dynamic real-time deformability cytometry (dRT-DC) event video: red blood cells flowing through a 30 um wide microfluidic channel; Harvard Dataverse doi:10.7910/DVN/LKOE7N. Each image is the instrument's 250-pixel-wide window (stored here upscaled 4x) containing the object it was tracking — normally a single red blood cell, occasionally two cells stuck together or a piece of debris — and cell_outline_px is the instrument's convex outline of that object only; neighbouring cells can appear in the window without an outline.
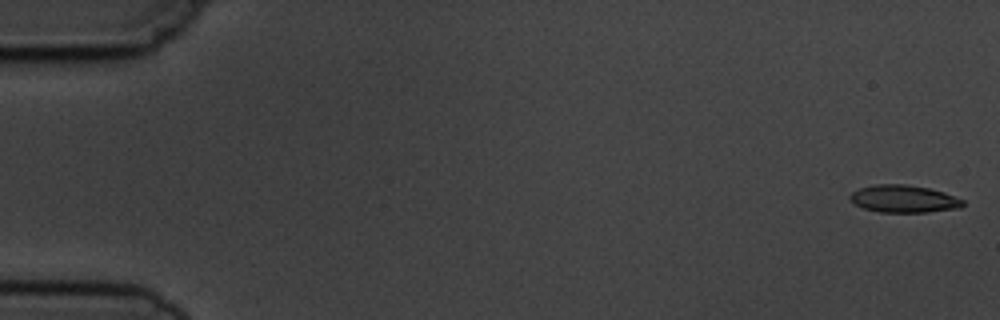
{"species": "common noctule bat (a hibernating species)", "species_latin": "Nyctalus noctula", "temperature_condition": "cold", "stored_images_in_passage": 4, "camera_frame_rate_fps": 3000, "um_per_image_px": 0.085, "animal": {"sex": "male", "body_mass_g": 19.5, "forearm_length_mm": 54.6}, "frame": {"image": 1, "passage_image": 1, "time_ms": 0.0, "image_size_px": [1000, 320], "cell_outline_px": [[964, 204], [960, 208], [928, 212], [880, 212], [864, 208], [856, 204], [848, 196], [852, 192], [860, 188], [876, 184], [904, 184], [928, 188], [944, 192], [964, 200]], "centroid_in_image_um": [76.84, 16.9], "position_along_channel_um": 8.2, "area_um2": 17.92}}
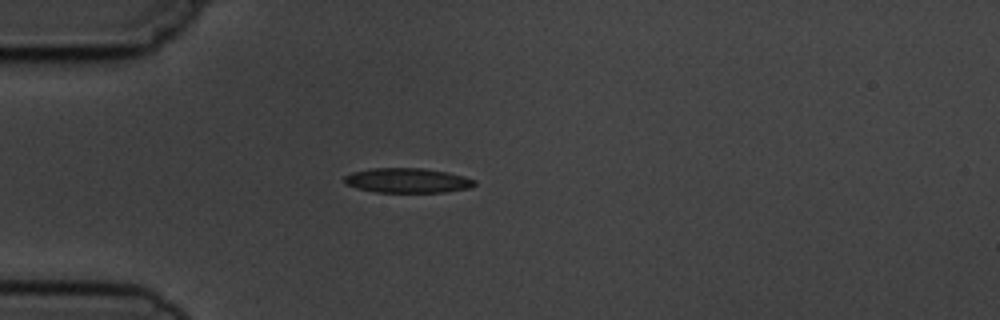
{"frame": {"image": 2, "passage_image": 4, "time_ms": 4.667, "image_size_px": [1000, 320], "cell_outline_px": [[476, 184], [468, 188], [444, 192], [376, 192], [356, 188], [344, 184], [344, 176], [352, 172], [372, 168], [424, 168], [448, 172], [464, 176], [476, 180]], "centroid_in_image_um": [34.61, 15.33], "position_along_channel_um": 50.4, "area_um2": 18.84}}